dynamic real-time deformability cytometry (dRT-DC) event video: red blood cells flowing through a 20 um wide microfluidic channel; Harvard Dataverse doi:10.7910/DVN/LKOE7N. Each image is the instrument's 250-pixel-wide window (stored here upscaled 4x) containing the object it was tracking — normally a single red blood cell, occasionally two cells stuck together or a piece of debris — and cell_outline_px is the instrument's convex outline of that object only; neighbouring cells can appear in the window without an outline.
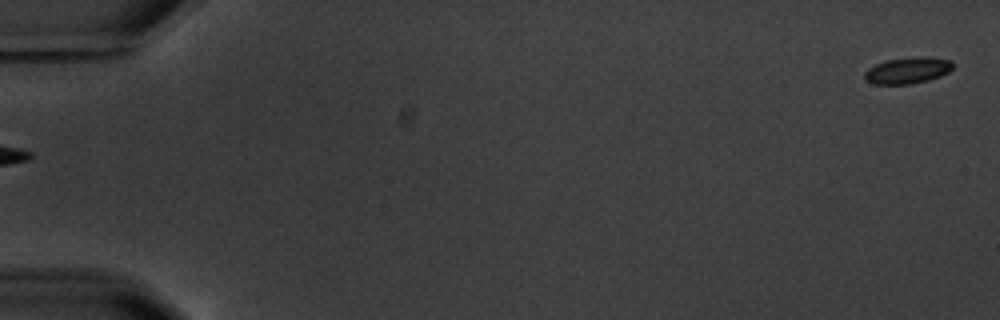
{"species": "common noctule bat (a hibernating species)", "species_latin": "Nyctalus noctula", "temperature_condition": "warm", "stored_images_in_passage": 4, "segment_of_instrument_passage": [2, 2], "camera_frame_rate_fps": 3000, "um_per_image_px": 0.085, "animal": {"sex": "male", "body_mass_g": 20.1, "forearm_length_mm": 53.5}, "frame": {"image": 1, "passage_image": 4, "time_ms": 6.667, "image_size_px": [1000, 320], "cell_outline_px": [[952, 68], [948, 72], [940, 76], [928, 80], [912, 84], [872, 84], [864, 80], [864, 72], [868, 68], [876, 64], [888, 60], [920, 56], [952, 60]], "centroid_in_image_um": [77.12, 6.0], "position_along_channel_um": 7.9, "area_um2": 13.53}}